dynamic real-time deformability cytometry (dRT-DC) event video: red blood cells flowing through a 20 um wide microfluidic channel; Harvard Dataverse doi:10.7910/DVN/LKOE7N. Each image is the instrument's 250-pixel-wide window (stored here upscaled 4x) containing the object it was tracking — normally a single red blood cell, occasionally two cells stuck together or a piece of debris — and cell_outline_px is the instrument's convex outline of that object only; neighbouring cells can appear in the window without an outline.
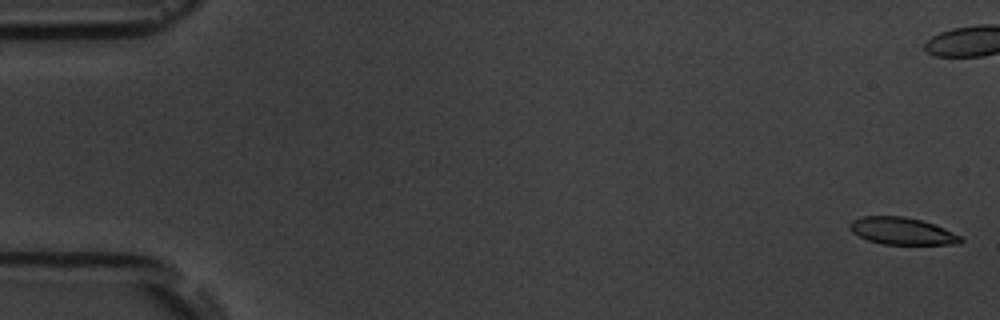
{"species": "common noctule bat (a hibernating species)", "species_latin": "Nyctalus noctula", "temperature_condition": "room temperature", "stored_images_in_passage": 5, "camera_frame_rate_fps": 3000, "um_per_image_px": 0.085, "animal": {"sex": "male", "body_mass_g": 19.5, "forearm_length_mm": 54.6}, "frame": {"image": 1, "passage_image": 1, "time_ms": 0.0, "image_size_px": [1000, 320], "cell_outline_px": [[964, 240], [960, 244], [880, 244], [868, 240], [852, 232], [848, 228], [848, 224], [852, 220], [860, 216], [904, 216], [920, 220], [944, 228], [960, 236]], "centroid_in_image_um": [76.63, 19.64], "position_along_channel_um": 8.4, "area_um2": 17.51}}